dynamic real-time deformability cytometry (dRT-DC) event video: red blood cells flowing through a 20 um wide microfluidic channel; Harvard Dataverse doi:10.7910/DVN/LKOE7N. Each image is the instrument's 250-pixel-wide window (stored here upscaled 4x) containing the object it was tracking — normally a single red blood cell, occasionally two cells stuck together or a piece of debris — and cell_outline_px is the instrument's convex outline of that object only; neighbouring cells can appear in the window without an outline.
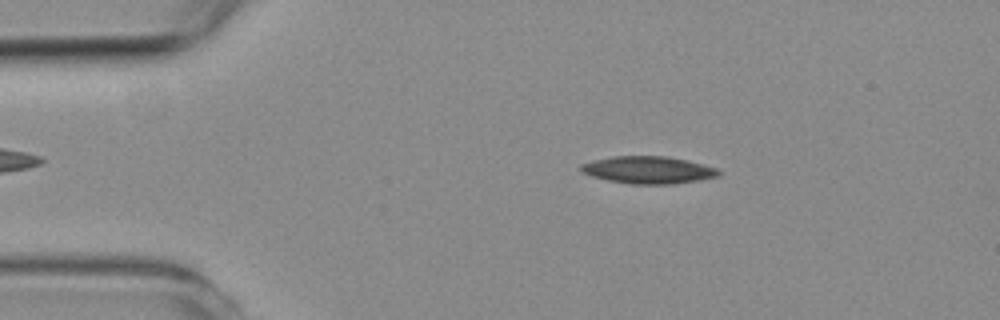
{"species": "common noctule bat (a hibernating species)", "species_latin": "Nyctalus noctula", "temperature_condition": "room temperature", "stored_images_in_passage": 3, "camera_frame_rate_fps": 3000, "um_per_image_px": 0.085, "animal": {"sex": "female", "body_mass_g": 19.3, "forearm_length_mm": 54.1}, "frame": {"image": 1, "passage_image": 2, "time_ms": 1.0, "image_size_px": [1000, 320], "cell_outline_px": [[720, 176], [700, 180], [672, 184], [628, 184], [608, 180], [592, 176], [580, 172], [580, 164], [592, 160], [612, 156], [668, 156], [716, 168], [720, 172]], "centroid_in_image_um": [55.05, 14.45], "position_along_channel_um": 29.9, "area_um2": 21.91}}